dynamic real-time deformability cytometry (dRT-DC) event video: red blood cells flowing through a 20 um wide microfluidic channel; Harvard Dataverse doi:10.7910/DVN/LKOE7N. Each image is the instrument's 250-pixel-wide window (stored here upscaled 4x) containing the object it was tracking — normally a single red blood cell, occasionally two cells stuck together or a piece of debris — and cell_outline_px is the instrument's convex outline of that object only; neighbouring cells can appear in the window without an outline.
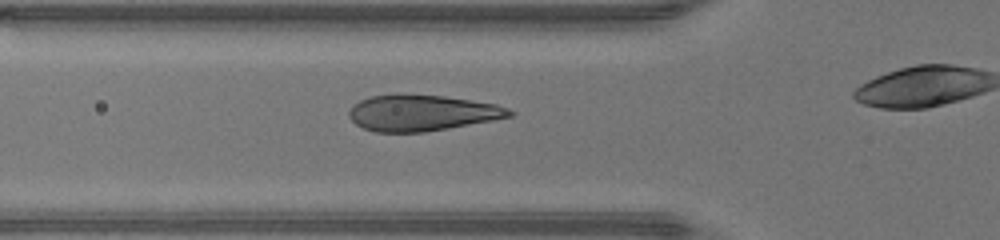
{"species": "human", "species_latin": "Homo sapiens", "temperature_condition": "warm", "stored_images_in_passage": 16, "camera_frame_rate_fps": 3000, "um_per_image_px": 0.085, "donor": {"sex": "male"}, "frame": {"image": 1, "passage_image": 12, "time_ms": 3.667, "image_size_px": [1000, 240], "cell_outline_px": [[516, 112], [512, 116], [492, 120], [448, 128], [424, 132], [376, 132], [364, 128], [356, 124], [348, 116], [348, 112], [360, 100], [372, 96], [396, 92], [400, 92], [444, 96], [496, 104], [508, 108]], "centroid_in_image_um": [35.85, 9.57], "position_along_channel_um": 90.0, "area_um2": 33.93}}